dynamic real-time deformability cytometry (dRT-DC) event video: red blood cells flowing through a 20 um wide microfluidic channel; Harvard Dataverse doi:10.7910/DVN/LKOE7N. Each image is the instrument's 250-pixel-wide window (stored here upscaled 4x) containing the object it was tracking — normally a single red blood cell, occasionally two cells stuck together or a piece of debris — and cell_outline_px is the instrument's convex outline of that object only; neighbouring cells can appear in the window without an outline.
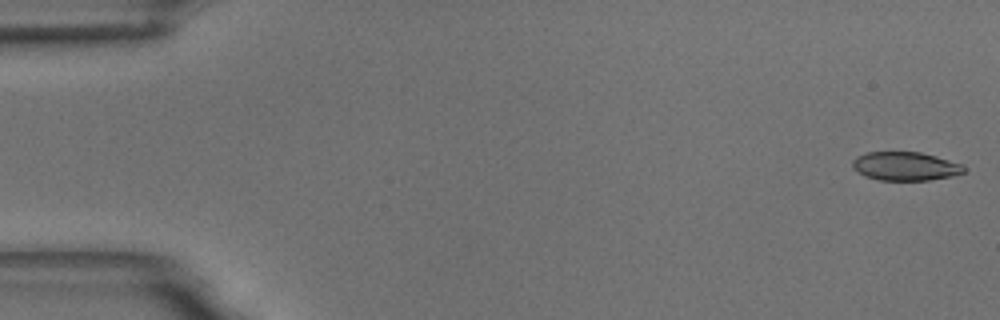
{"species": "common noctule bat (a hibernating species)", "species_latin": "Nyctalus noctula", "temperature_condition": "room temperature", "stored_images_in_passage": 55, "camera_frame_rate_fps": 3000, "um_per_image_px": 0.085, "animal": {"sex": "male", "body_mass_g": 18.8}, "frame": {"image": 1, "passage_image": 1, "time_ms": 0.0, "image_size_px": [1000, 320], "cell_outline_px": [[964, 172], [952, 176], [928, 180], [880, 180], [864, 176], [852, 168], [852, 160], [856, 156], [868, 152], [920, 152], [936, 156], [960, 164], [964, 168]], "centroid_in_image_um": [76.89, 14.13], "position_along_channel_um": 8.1, "area_um2": 18.5}}
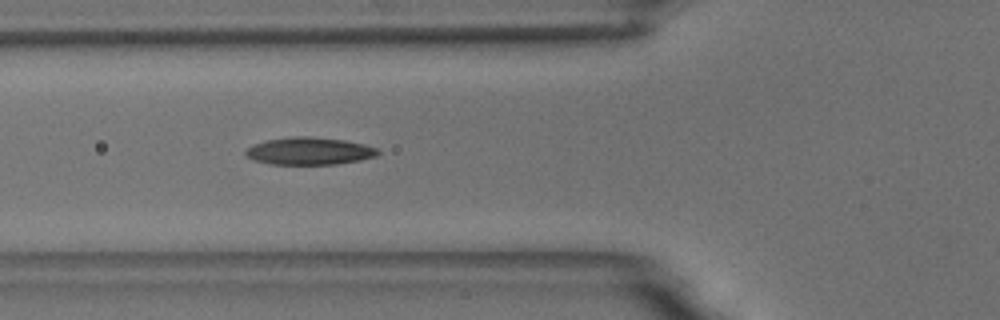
{"frame": {"image": 2, "passage_image": 20, "time_ms": 6.333, "image_size_px": [1000, 320], "cell_outline_px": [[380, 152], [376, 156], [360, 160], [336, 164], [272, 164], [252, 160], [244, 156], [244, 152], [248, 148], [256, 144], [268, 140], [292, 136], [308, 136], [344, 140], [364, 144], [376, 148]], "centroid_in_image_um": [26.28, 12.84], "position_along_channel_um": 99.5, "area_um2": 21.04}}
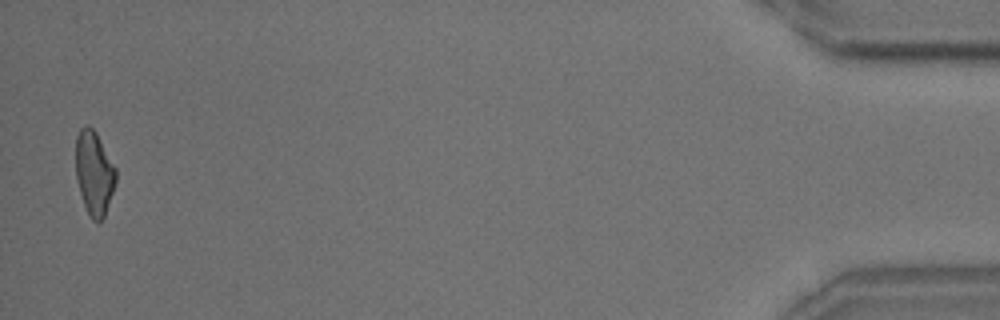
{"frame": {"image": 3, "passage_image": 54, "time_ms": 17.667, "image_size_px": [1000, 320], "cell_outline_px": [[116, 184], [104, 216], [96, 224], [92, 220], [84, 204], [76, 180], [76, 136], [80, 128], [84, 124], [88, 124], [96, 132], [116, 168]], "centroid_in_image_um": [8.0, 14.68], "position_along_channel_um": 427.2, "area_um2": 19.71}, "authors_computed_cell_mechanics": {"area_um2": 20.1722, "velocity_mm_per_s": 3.6816, "shape_relaxation_time_tau1_ms": 6.0357, "shape_relaxation_time_tau2_ms": 3.487, "deformation_change_tau1": 0.1618, "deformation_change_tau2": 0.1164}}